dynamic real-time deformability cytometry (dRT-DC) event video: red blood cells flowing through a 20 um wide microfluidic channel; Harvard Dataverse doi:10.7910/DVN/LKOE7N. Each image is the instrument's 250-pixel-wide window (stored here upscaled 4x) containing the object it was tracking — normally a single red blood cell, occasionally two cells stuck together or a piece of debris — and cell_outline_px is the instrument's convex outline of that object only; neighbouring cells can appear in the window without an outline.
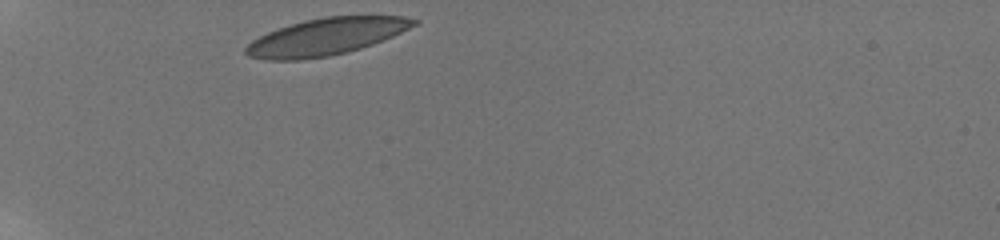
{"species": "human", "species_latin": "Homo sapiens", "temperature_condition": "room temperature", "stored_images_in_passage": 33, "camera_frame_rate_fps": 3000, "um_per_image_px": 0.085, "donor": {"sex": "male"}, "frame": {"image": 1, "passage_image": 1, "time_ms": 0.0, "image_size_px": [1000, 240], "cell_outline_px": [[420, 24], [384, 40], [360, 48], [328, 56], [300, 60], [264, 60], [248, 56], [244, 52], [244, 48], [252, 40], [268, 32], [304, 20], [324, 16], [372, 12], [404, 16], [420, 20]], "centroid_in_image_um": [27.85, 3.06], "position_along_channel_um": 57.2, "area_um2": 37.34}}
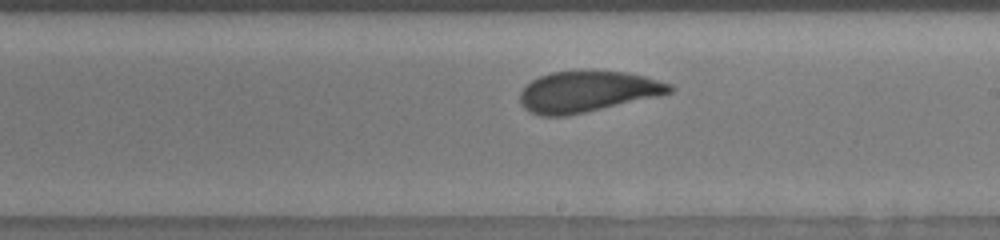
{"frame": {"image": 2, "passage_image": 18, "time_ms": 5.667, "image_size_px": [1000, 240], "cell_outline_px": [[676, 88], [672, 92], [660, 96], [568, 116], [540, 116], [524, 108], [520, 104], [520, 92], [532, 80], [540, 76], [552, 72], [592, 68], [624, 72], [644, 76], [672, 84]], "centroid_in_image_um": [49.96, 7.76], "position_along_channel_um": 239.0, "area_um2": 36.53}}
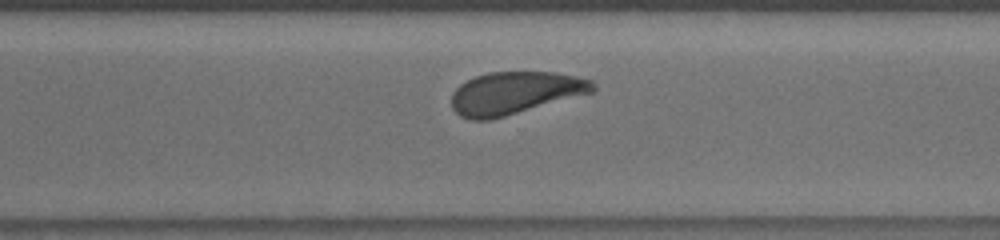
{"frame": {"image": 3, "passage_image": 25, "time_ms": 8.0, "image_size_px": [1000, 240], "cell_outline_px": [[596, 92], [504, 116], [488, 120], [468, 120], [460, 116], [452, 108], [452, 92], [460, 84], [476, 76], [488, 72], [556, 72], [576, 76], [592, 80], [596, 84]], "centroid_in_image_um": [43.8, 7.9], "position_along_channel_um": 326.8, "area_um2": 35.2}, "authors_computed_cell_mechanics": {"area_um2": 36.2984, "velocity_mm_per_s": 3.7599, "shape_relaxation_time_tau1_ms": 2.7584, "shape_relaxation_time_tau2_ms": 1.1668, "deformation_change_tau1": 0.1105, "deformation_change_tau2": 0.0664}}